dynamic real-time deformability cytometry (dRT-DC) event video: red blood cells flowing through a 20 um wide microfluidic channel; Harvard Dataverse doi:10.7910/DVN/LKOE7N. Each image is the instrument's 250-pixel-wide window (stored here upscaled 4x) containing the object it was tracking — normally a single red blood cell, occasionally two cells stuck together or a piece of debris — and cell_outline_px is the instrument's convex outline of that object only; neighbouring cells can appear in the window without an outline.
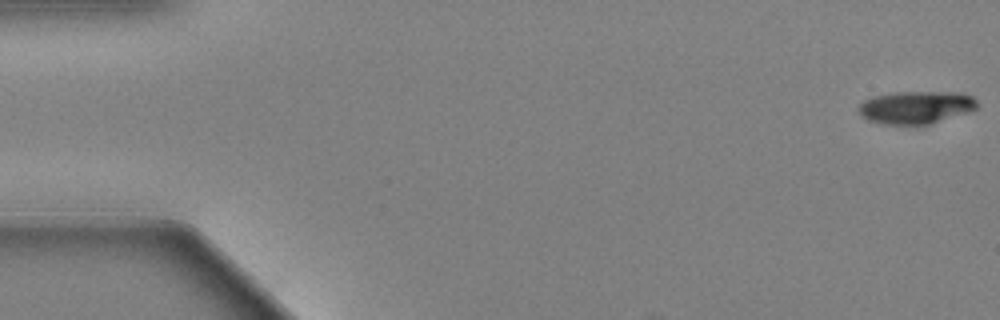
{"species": "Egyptian fruit bat (a non-hibernating species)", "species_latin": "Rousettus aegyptiacus", "temperature_condition": "warm", "stored_images_in_passage": 60, "camera_frame_rate_fps": 3000, "um_per_image_px": 0.085, "animal": {"sex": "female"}, "frame": {"image": 1, "passage_image": 1, "time_ms": 0.0, "image_size_px": [1000, 320], "cell_outline_px": [[976, 108], [968, 112], [932, 124], [916, 128], [912, 128], [880, 124], [868, 120], [860, 116], [856, 108], [864, 100], [876, 96], [892, 92], [964, 92], [972, 96], [976, 100]], "centroid_in_image_um": [77.82, 9.17], "position_along_channel_um": 7.2, "area_um2": 23.58}}
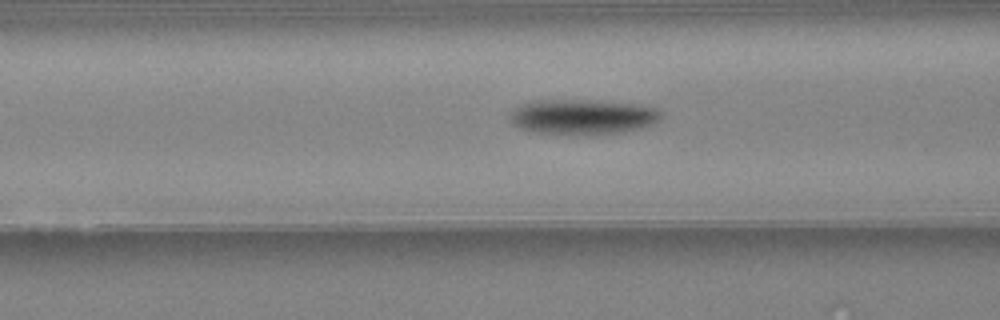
{"frame": {"image": 2, "passage_image": 24, "time_ms": 7.667, "image_size_px": [1000, 320], "cell_outline_px": [[660, 120], [636, 128], [620, 132], [536, 132], [520, 128], [512, 120], [512, 112], [516, 108], [524, 104], [536, 100], [596, 100], [636, 104], [656, 108], [660, 112]], "centroid_in_image_um": [49.54, 9.87], "position_along_channel_um": 117.1, "area_um2": 29.36}}
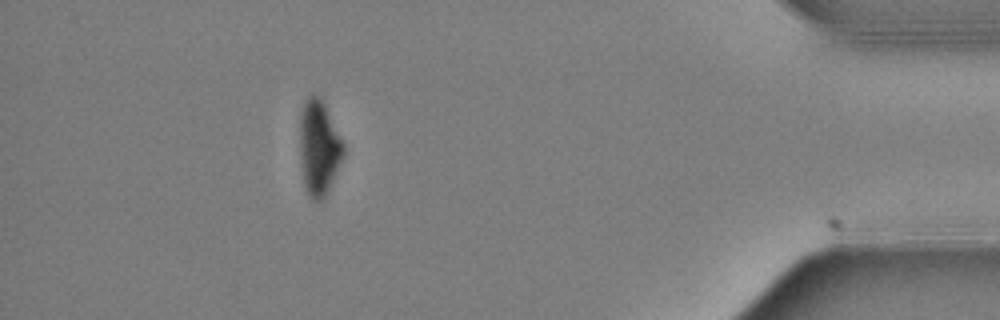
{"frame": {"image": 3, "passage_image": 54, "time_ms": 17.667, "image_size_px": [1000, 320], "cell_outline_px": [[344, 156], [324, 196], [320, 200], [312, 200], [308, 196], [304, 184], [300, 156], [300, 112], [304, 100], [312, 92], [320, 96], [344, 144]], "centroid_in_image_um": [27.08, 12.5], "position_along_channel_um": 408.1, "area_um2": 23.99}, "authors_computed_cell_mechanics": {"area_um2": 27.0504, "velocity_mm_per_s": 3.4407, "shape_relaxation_time_tau1_ms": 2.6106, "shape_relaxation_time_tau2_ms": null, "deformation_change_tau1": 0.1413, "deformation_change_tau2": null}}